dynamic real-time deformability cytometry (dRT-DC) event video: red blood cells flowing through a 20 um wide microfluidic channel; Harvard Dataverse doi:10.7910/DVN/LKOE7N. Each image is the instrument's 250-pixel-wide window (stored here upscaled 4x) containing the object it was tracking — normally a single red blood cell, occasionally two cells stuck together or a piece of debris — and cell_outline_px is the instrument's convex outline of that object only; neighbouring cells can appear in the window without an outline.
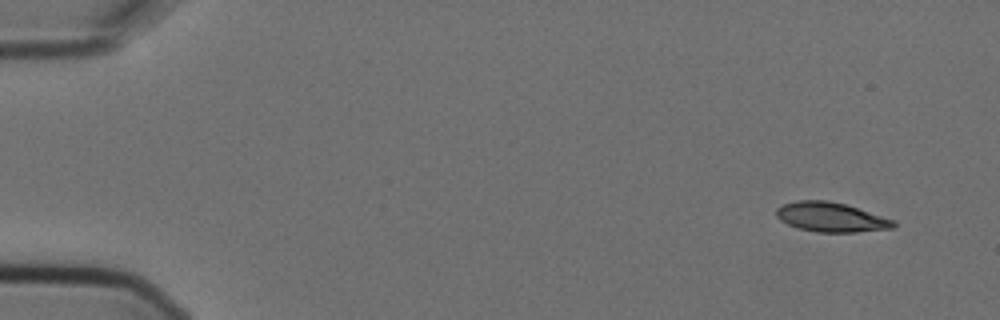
{"species": "Egyptian fruit bat (a non-hibernating species)", "species_latin": "Rousettus aegyptiacus", "temperature_condition": "cold", "stored_images_in_passage": 5, "camera_frame_rate_fps": 3000, "um_per_image_px": 0.085, "animal": {"sex": "female"}, "frame": {"image": 1, "passage_image": 1, "time_ms": 0.0, "image_size_px": [1000, 320], "cell_outline_px": [[896, 224], [892, 228], [856, 232], [816, 232], [796, 228], [780, 220], [776, 216], [776, 208], [784, 204], [796, 200], [828, 200], [844, 204], [896, 220]], "centroid_in_image_um": [70.61, 18.46], "position_along_channel_um": 14.4, "area_um2": 20.17}}
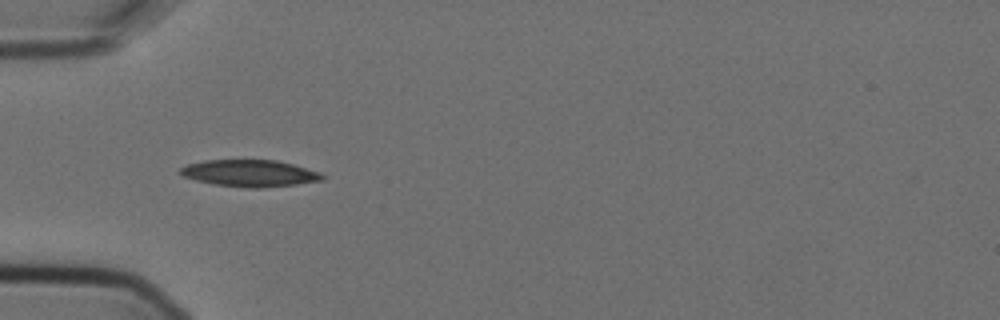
{"frame": {"image": 2, "passage_image": 5, "time_ms": 1.333, "image_size_px": [1000, 320], "cell_outline_px": [[324, 180], [296, 184], [260, 188], [248, 188], [212, 184], [196, 180], [184, 176], [176, 172], [180, 168], [188, 164], [204, 160], [276, 160], [292, 164], [320, 172], [324, 176]], "centroid_in_image_um": [21.2, 14.73], "position_along_channel_um": 63.8, "area_um2": 22.2}}